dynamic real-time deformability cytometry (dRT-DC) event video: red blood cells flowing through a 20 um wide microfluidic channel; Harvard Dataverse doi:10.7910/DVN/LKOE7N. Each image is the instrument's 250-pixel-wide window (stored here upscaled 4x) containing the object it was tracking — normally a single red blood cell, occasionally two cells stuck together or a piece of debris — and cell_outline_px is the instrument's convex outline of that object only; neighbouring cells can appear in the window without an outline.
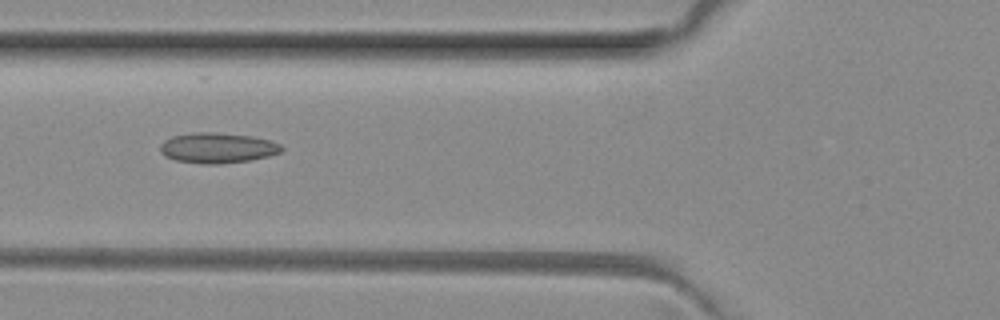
{"species": "common noctule bat (a hibernating species)", "species_latin": "Nyctalus noctula", "temperature_condition": "room temperature", "stored_images_in_passage": 51, "camera_frame_rate_fps": 3000, "um_per_image_px": 0.085, "animal": {"sex": "female", "body_mass_g": 29.2, "forearm_length_mm": 56.3}, "frame": {"image": 1, "passage_image": 19, "time_ms": 6.0, "image_size_px": [1000, 320], "cell_outline_px": [[284, 148], [280, 152], [268, 156], [252, 160], [220, 164], [204, 164], [176, 160], [164, 156], [160, 152], [160, 144], [164, 140], [172, 136], [192, 132], [216, 132], [252, 136], [272, 140], [280, 144]], "centroid_in_image_um": [18.49, 12.56], "position_along_channel_um": 107.3, "area_um2": 21.73}}
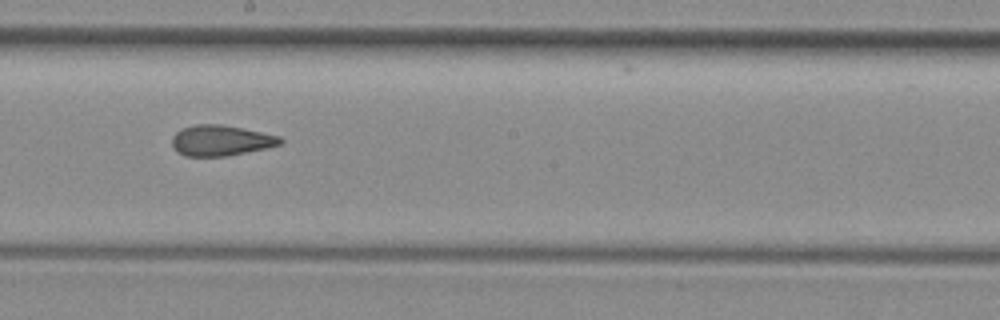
{"frame": {"image": 2, "passage_image": 28, "time_ms": 9.0, "image_size_px": [1000, 320], "cell_outline_px": [[284, 140], [280, 144], [268, 148], [228, 156], [184, 156], [176, 152], [172, 144], [172, 136], [180, 128], [196, 124], [220, 124], [280, 136]], "centroid_in_image_um": [18.74, 11.95], "position_along_channel_um": 229.5, "area_um2": 19.42}}
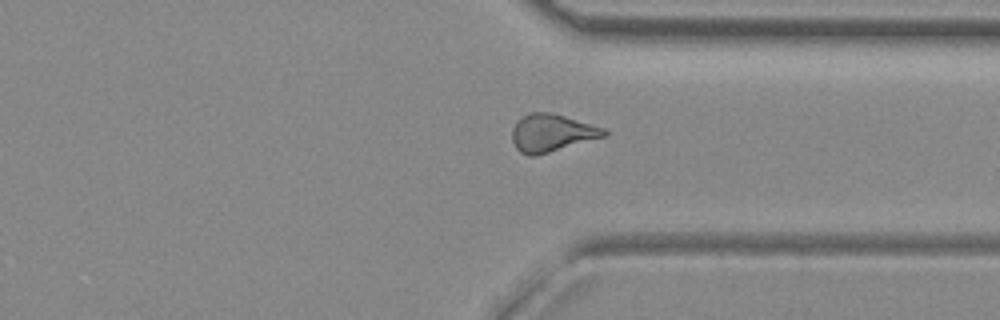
{"frame": {"image": 3, "passage_image": 38, "time_ms": 12.333, "image_size_px": [1000, 320], "cell_outline_px": [[608, 132], [604, 136], [536, 156], [528, 156], [520, 152], [516, 148], [512, 140], [512, 128], [516, 120], [528, 112], [548, 112], [564, 116], [604, 128]], "centroid_in_image_um": [46.83, 11.3], "position_along_channel_um": 364.6, "area_um2": 20.0}, "authors_computed_cell_mechanics": {"area_um2": 20.1144, "velocity_mm_per_s": 4.0735, "shape_relaxation_time_tau1_ms": null, "shape_relaxation_time_tau2_ms": 2.1954, "deformation_change_tau1": null, "deformation_change_tau2": 0.1049}}